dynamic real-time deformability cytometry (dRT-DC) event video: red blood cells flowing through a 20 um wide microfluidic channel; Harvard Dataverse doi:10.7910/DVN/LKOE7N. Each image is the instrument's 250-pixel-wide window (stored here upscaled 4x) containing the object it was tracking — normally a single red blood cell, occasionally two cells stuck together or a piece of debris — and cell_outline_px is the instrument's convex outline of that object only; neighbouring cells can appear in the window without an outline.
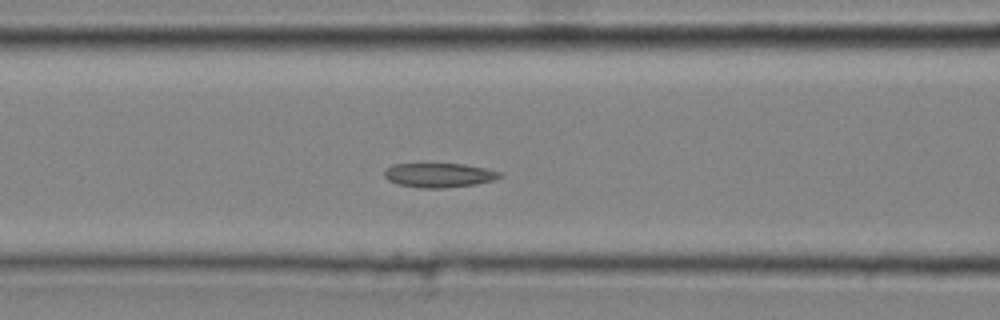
{"species": "common noctule bat (a hibernating species)", "species_latin": "Nyctalus noctula", "temperature_condition": "cold", "stored_images_in_passage": 37, "camera_frame_rate_fps": 3000, "um_per_image_px": 0.085, "animal": {"sex": "male", "body_mass_g": 20.4}, "frame": {"image": 1, "passage_image": 11, "time_ms": 3.333, "image_size_px": [1000, 320], "cell_outline_px": [[504, 176], [492, 180], [476, 184], [444, 188], [420, 188], [396, 184], [388, 180], [384, 176], [384, 172], [392, 164], [464, 164], [488, 168], [500, 172]], "centroid_in_image_um": [37.33, 14.89], "position_along_channel_um": 129.3, "area_um2": 16.42}}
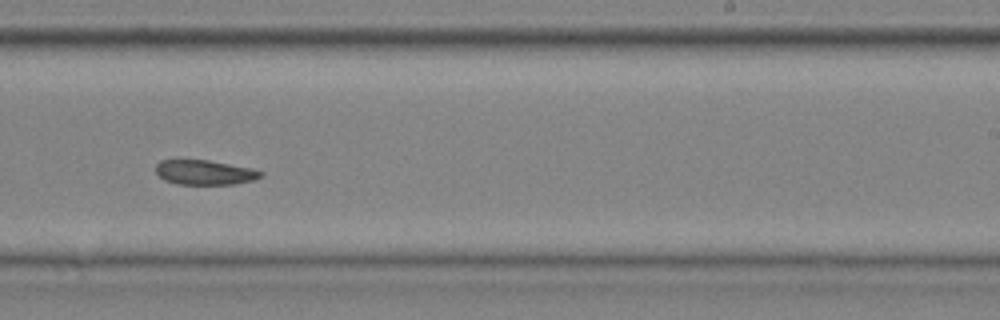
{"frame": {"image": 2, "passage_image": 21, "time_ms": 6.667, "image_size_px": [1000, 320], "cell_outline_px": [[264, 176], [252, 180], [236, 184], [176, 184], [164, 180], [156, 172], [156, 164], [160, 160], [176, 156], [208, 160], [252, 168], [264, 172]], "centroid_in_image_um": [17.33, 14.6], "position_along_channel_um": 271.7, "area_um2": 15.84}}
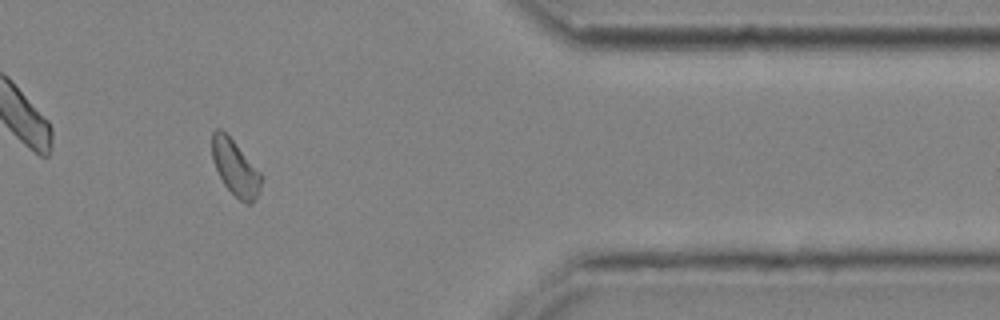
{"frame": {"image": 3, "passage_image": 31, "time_ms": 10.0, "image_size_px": [1000, 320], "cell_outline_px": [[260, 192], [252, 204], [244, 204], [224, 184], [212, 160], [212, 132], [216, 128], [220, 128], [232, 140], [260, 172]], "centroid_in_image_um": [19.98, 14.28], "position_along_channel_um": 391.4, "area_um2": 15.55}, "authors_computed_cell_mechanics": {"area_um2": 16.0106, "velocity_mm_per_s": 4.2778, "shape_relaxation_time_tau1_ms": null, "shape_relaxation_time_tau2_ms": 5.4078, "deformation_change_tau1": null, "deformation_change_tau2": 0.1289}}